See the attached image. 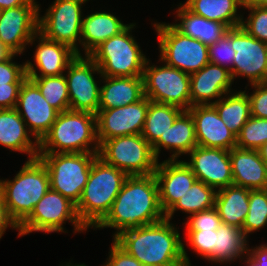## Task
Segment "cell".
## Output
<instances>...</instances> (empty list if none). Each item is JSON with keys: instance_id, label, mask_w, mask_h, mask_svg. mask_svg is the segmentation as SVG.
<instances>
[{"instance_id": "1", "label": "cell", "mask_w": 267, "mask_h": 266, "mask_svg": "<svg viewBox=\"0 0 267 266\" xmlns=\"http://www.w3.org/2000/svg\"><path fill=\"white\" fill-rule=\"evenodd\" d=\"M165 219L159 203L158 185L154 173L128 176L113 202L110 212L95 228H115L120 233L151 225Z\"/></svg>"}, {"instance_id": "2", "label": "cell", "mask_w": 267, "mask_h": 266, "mask_svg": "<svg viewBox=\"0 0 267 266\" xmlns=\"http://www.w3.org/2000/svg\"><path fill=\"white\" fill-rule=\"evenodd\" d=\"M113 241L143 266H191L180 233L167 219L126 230Z\"/></svg>"}, {"instance_id": "3", "label": "cell", "mask_w": 267, "mask_h": 266, "mask_svg": "<svg viewBox=\"0 0 267 266\" xmlns=\"http://www.w3.org/2000/svg\"><path fill=\"white\" fill-rule=\"evenodd\" d=\"M128 175L97 156L76 205L79 220L88 229L96 227L110 212Z\"/></svg>"}, {"instance_id": "4", "label": "cell", "mask_w": 267, "mask_h": 266, "mask_svg": "<svg viewBox=\"0 0 267 266\" xmlns=\"http://www.w3.org/2000/svg\"><path fill=\"white\" fill-rule=\"evenodd\" d=\"M92 143L94 147L90 149ZM99 148L96 115L67 110L58 113L49 132L39 142L38 153H99Z\"/></svg>"}, {"instance_id": "5", "label": "cell", "mask_w": 267, "mask_h": 266, "mask_svg": "<svg viewBox=\"0 0 267 266\" xmlns=\"http://www.w3.org/2000/svg\"><path fill=\"white\" fill-rule=\"evenodd\" d=\"M4 204L10 219L18 227L50 189L46 166L37 157L28 159L13 180H2Z\"/></svg>"}, {"instance_id": "6", "label": "cell", "mask_w": 267, "mask_h": 266, "mask_svg": "<svg viewBox=\"0 0 267 266\" xmlns=\"http://www.w3.org/2000/svg\"><path fill=\"white\" fill-rule=\"evenodd\" d=\"M134 26L133 23L129 24L119 34L104 41L89 55L99 67L101 76H143L147 58L134 37L130 35Z\"/></svg>"}, {"instance_id": "7", "label": "cell", "mask_w": 267, "mask_h": 266, "mask_svg": "<svg viewBox=\"0 0 267 266\" xmlns=\"http://www.w3.org/2000/svg\"><path fill=\"white\" fill-rule=\"evenodd\" d=\"M97 156L98 153H38L48 171L50 189L75 205L81 198Z\"/></svg>"}, {"instance_id": "8", "label": "cell", "mask_w": 267, "mask_h": 266, "mask_svg": "<svg viewBox=\"0 0 267 266\" xmlns=\"http://www.w3.org/2000/svg\"><path fill=\"white\" fill-rule=\"evenodd\" d=\"M98 156L128 176L153 174L158 163L152 145L141 134L105 140Z\"/></svg>"}, {"instance_id": "9", "label": "cell", "mask_w": 267, "mask_h": 266, "mask_svg": "<svg viewBox=\"0 0 267 266\" xmlns=\"http://www.w3.org/2000/svg\"><path fill=\"white\" fill-rule=\"evenodd\" d=\"M154 26L159 37L160 61L190 75L210 63L208 45L182 34L172 24Z\"/></svg>"}, {"instance_id": "10", "label": "cell", "mask_w": 267, "mask_h": 266, "mask_svg": "<svg viewBox=\"0 0 267 266\" xmlns=\"http://www.w3.org/2000/svg\"><path fill=\"white\" fill-rule=\"evenodd\" d=\"M70 220L74 233L86 231L79 220L76 205L59 192L49 189L43 198L34 206L31 214L18 226V237L32 232H64V221Z\"/></svg>"}, {"instance_id": "11", "label": "cell", "mask_w": 267, "mask_h": 266, "mask_svg": "<svg viewBox=\"0 0 267 266\" xmlns=\"http://www.w3.org/2000/svg\"><path fill=\"white\" fill-rule=\"evenodd\" d=\"M149 65L148 59L143 71L144 95L151 101L188 110L191 107L190 74L167 64Z\"/></svg>"}, {"instance_id": "12", "label": "cell", "mask_w": 267, "mask_h": 266, "mask_svg": "<svg viewBox=\"0 0 267 266\" xmlns=\"http://www.w3.org/2000/svg\"><path fill=\"white\" fill-rule=\"evenodd\" d=\"M88 0H55L45 16L38 13V32L50 40L70 46L81 56L82 4Z\"/></svg>"}, {"instance_id": "13", "label": "cell", "mask_w": 267, "mask_h": 266, "mask_svg": "<svg viewBox=\"0 0 267 266\" xmlns=\"http://www.w3.org/2000/svg\"><path fill=\"white\" fill-rule=\"evenodd\" d=\"M28 0L24 5L0 10V40L14 54H22L33 44L38 32L39 4Z\"/></svg>"}, {"instance_id": "14", "label": "cell", "mask_w": 267, "mask_h": 266, "mask_svg": "<svg viewBox=\"0 0 267 266\" xmlns=\"http://www.w3.org/2000/svg\"><path fill=\"white\" fill-rule=\"evenodd\" d=\"M66 82L69 93L70 110L98 113L100 86L93 74L101 72L96 63L89 57L77 55L68 65Z\"/></svg>"}, {"instance_id": "15", "label": "cell", "mask_w": 267, "mask_h": 266, "mask_svg": "<svg viewBox=\"0 0 267 266\" xmlns=\"http://www.w3.org/2000/svg\"><path fill=\"white\" fill-rule=\"evenodd\" d=\"M234 56L232 79L240 75L251 84L267 82V43L249 35L241 26L232 28Z\"/></svg>"}, {"instance_id": "16", "label": "cell", "mask_w": 267, "mask_h": 266, "mask_svg": "<svg viewBox=\"0 0 267 266\" xmlns=\"http://www.w3.org/2000/svg\"><path fill=\"white\" fill-rule=\"evenodd\" d=\"M148 108L149 98L144 96L140 101L127 106L98 109L96 127L99 144L115 137L141 134Z\"/></svg>"}, {"instance_id": "17", "label": "cell", "mask_w": 267, "mask_h": 266, "mask_svg": "<svg viewBox=\"0 0 267 266\" xmlns=\"http://www.w3.org/2000/svg\"><path fill=\"white\" fill-rule=\"evenodd\" d=\"M15 109L24 120L29 133L38 142L49 132L59 113L29 78H26L20 87Z\"/></svg>"}, {"instance_id": "18", "label": "cell", "mask_w": 267, "mask_h": 266, "mask_svg": "<svg viewBox=\"0 0 267 266\" xmlns=\"http://www.w3.org/2000/svg\"><path fill=\"white\" fill-rule=\"evenodd\" d=\"M190 167L197 180L220 190L233 185L230 151L196 146L190 153Z\"/></svg>"}, {"instance_id": "19", "label": "cell", "mask_w": 267, "mask_h": 266, "mask_svg": "<svg viewBox=\"0 0 267 266\" xmlns=\"http://www.w3.org/2000/svg\"><path fill=\"white\" fill-rule=\"evenodd\" d=\"M154 176L158 185L159 203L165 214L197 180L185 160L169 158L157 163Z\"/></svg>"}, {"instance_id": "20", "label": "cell", "mask_w": 267, "mask_h": 266, "mask_svg": "<svg viewBox=\"0 0 267 266\" xmlns=\"http://www.w3.org/2000/svg\"><path fill=\"white\" fill-rule=\"evenodd\" d=\"M188 111L194 119L197 146L231 150L236 147V135L218 115L212 104L194 105Z\"/></svg>"}, {"instance_id": "21", "label": "cell", "mask_w": 267, "mask_h": 266, "mask_svg": "<svg viewBox=\"0 0 267 266\" xmlns=\"http://www.w3.org/2000/svg\"><path fill=\"white\" fill-rule=\"evenodd\" d=\"M39 36V37H38ZM39 43L36 46L33 65L30 61L25 63L27 77H47L62 75L68 65L76 58L77 53L70 46L55 42L36 33ZM39 69L40 74L36 72Z\"/></svg>"}, {"instance_id": "22", "label": "cell", "mask_w": 267, "mask_h": 266, "mask_svg": "<svg viewBox=\"0 0 267 266\" xmlns=\"http://www.w3.org/2000/svg\"><path fill=\"white\" fill-rule=\"evenodd\" d=\"M233 79L228 68L212 63L206 64L198 72L190 75L191 106L211 104V99L231 92ZM227 94V95H226Z\"/></svg>"}, {"instance_id": "23", "label": "cell", "mask_w": 267, "mask_h": 266, "mask_svg": "<svg viewBox=\"0 0 267 266\" xmlns=\"http://www.w3.org/2000/svg\"><path fill=\"white\" fill-rule=\"evenodd\" d=\"M233 185L249 190L267 189V165L258 150L234 147L230 150Z\"/></svg>"}, {"instance_id": "24", "label": "cell", "mask_w": 267, "mask_h": 266, "mask_svg": "<svg viewBox=\"0 0 267 266\" xmlns=\"http://www.w3.org/2000/svg\"><path fill=\"white\" fill-rule=\"evenodd\" d=\"M105 85L100 87L99 109H112L140 101L144 95L143 76H101Z\"/></svg>"}, {"instance_id": "25", "label": "cell", "mask_w": 267, "mask_h": 266, "mask_svg": "<svg viewBox=\"0 0 267 266\" xmlns=\"http://www.w3.org/2000/svg\"><path fill=\"white\" fill-rule=\"evenodd\" d=\"M197 146L195 123L188 110H184L173 125L153 145L152 150L158 159L161 147L173 151L170 159L177 160L182 154H189Z\"/></svg>"}, {"instance_id": "26", "label": "cell", "mask_w": 267, "mask_h": 266, "mask_svg": "<svg viewBox=\"0 0 267 266\" xmlns=\"http://www.w3.org/2000/svg\"><path fill=\"white\" fill-rule=\"evenodd\" d=\"M27 129L15 108L0 109V145L12 151L24 152L29 159H34L38 157L39 142H32Z\"/></svg>"}, {"instance_id": "27", "label": "cell", "mask_w": 267, "mask_h": 266, "mask_svg": "<svg viewBox=\"0 0 267 266\" xmlns=\"http://www.w3.org/2000/svg\"><path fill=\"white\" fill-rule=\"evenodd\" d=\"M124 24L115 15L107 12H95L82 19L80 44L85 56H89L99 45L123 31Z\"/></svg>"}, {"instance_id": "28", "label": "cell", "mask_w": 267, "mask_h": 266, "mask_svg": "<svg viewBox=\"0 0 267 266\" xmlns=\"http://www.w3.org/2000/svg\"><path fill=\"white\" fill-rule=\"evenodd\" d=\"M215 208L223 224L242 229L249 209V189L230 185L217 190Z\"/></svg>"}, {"instance_id": "29", "label": "cell", "mask_w": 267, "mask_h": 266, "mask_svg": "<svg viewBox=\"0 0 267 266\" xmlns=\"http://www.w3.org/2000/svg\"><path fill=\"white\" fill-rule=\"evenodd\" d=\"M179 6L176 12L181 22L172 25L184 35L209 46L216 43L228 30L222 23L195 15L181 3Z\"/></svg>"}, {"instance_id": "30", "label": "cell", "mask_w": 267, "mask_h": 266, "mask_svg": "<svg viewBox=\"0 0 267 266\" xmlns=\"http://www.w3.org/2000/svg\"><path fill=\"white\" fill-rule=\"evenodd\" d=\"M183 5L193 14L222 23L228 29L239 27L243 20L236 14L242 0H187Z\"/></svg>"}, {"instance_id": "31", "label": "cell", "mask_w": 267, "mask_h": 266, "mask_svg": "<svg viewBox=\"0 0 267 266\" xmlns=\"http://www.w3.org/2000/svg\"><path fill=\"white\" fill-rule=\"evenodd\" d=\"M247 237L243 230L235 226L223 224L215 230V249L207 258L219 263L234 261L248 254Z\"/></svg>"}, {"instance_id": "32", "label": "cell", "mask_w": 267, "mask_h": 266, "mask_svg": "<svg viewBox=\"0 0 267 266\" xmlns=\"http://www.w3.org/2000/svg\"><path fill=\"white\" fill-rule=\"evenodd\" d=\"M231 93L229 92L226 98L221 97L211 104L226 126L237 135L251 117L250 101L245 90Z\"/></svg>"}, {"instance_id": "33", "label": "cell", "mask_w": 267, "mask_h": 266, "mask_svg": "<svg viewBox=\"0 0 267 266\" xmlns=\"http://www.w3.org/2000/svg\"><path fill=\"white\" fill-rule=\"evenodd\" d=\"M183 111L177 106L158 103L149 99V108L141 135L153 145L160 137H164Z\"/></svg>"}, {"instance_id": "34", "label": "cell", "mask_w": 267, "mask_h": 266, "mask_svg": "<svg viewBox=\"0 0 267 266\" xmlns=\"http://www.w3.org/2000/svg\"><path fill=\"white\" fill-rule=\"evenodd\" d=\"M217 190L196 180L192 187L180 197L174 206L165 214V219L171 220L176 210L187 214H194L215 207Z\"/></svg>"}, {"instance_id": "35", "label": "cell", "mask_w": 267, "mask_h": 266, "mask_svg": "<svg viewBox=\"0 0 267 266\" xmlns=\"http://www.w3.org/2000/svg\"><path fill=\"white\" fill-rule=\"evenodd\" d=\"M66 74L47 77H27L40 89L46 101L59 113L70 110Z\"/></svg>"}, {"instance_id": "36", "label": "cell", "mask_w": 267, "mask_h": 266, "mask_svg": "<svg viewBox=\"0 0 267 266\" xmlns=\"http://www.w3.org/2000/svg\"><path fill=\"white\" fill-rule=\"evenodd\" d=\"M267 224V189L249 190V209L242 230L246 237Z\"/></svg>"}, {"instance_id": "37", "label": "cell", "mask_w": 267, "mask_h": 266, "mask_svg": "<svg viewBox=\"0 0 267 266\" xmlns=\"http://www.w3.org/2000/svg\"><path fill=\"white\" fill-rule=\"evenodd\" d=\"M267 141V118L251 116L236 135V147L258 150Z\"/></svg>"}, {"instance_id": "38", "label": "cell", "mask_w": 267, "mask_h": 266, "mask_svg": "<svg viewBox=\"0 0 267 266\" xmlns=\"http://www.w3.org/2000/svg\"><path fill=\"white\" fill-rule=\"evenodd\" d=\"M209 61L212 64L219 65L231 70L233 68L235 50L232 48V28L214 44L208 46ZM231 65V67L227 64ZM227 65V66H226Z\"/></svg>"}, {"instance_id": "39", "label": "cell", "mask_w": 267, "mask_h": 266, "mask_svg": "<svg viewBox=\"0 0 267 266\" xmlns=\"http://www.w3.org/2000/svg\"><path fill=\"white\" fill-rule=\"evenodd\" d=\"M250 10L247 20L241 27L257 40L267 43V7H243Z\"/></svg>"}, {"instance_id": "40", "label": "cell", "mask_w": 267, "mask_h": 266, "mask_svg": "<svg viewBox=\"0 0 267 266\" xmlns=\"http://www.w3.org/2000/svg\"><path fill=\"white\" fill-rule=\"evenodd\" d=\"M192 250L207 259L215 249V230H187Z\"/></svg>"}, {"instance_id": "41", "label": "cell", "mask_w": 267, "mask_h": 266, "mask_svg": "<svg viewBox=\"0 0 267 266\" xmlns=\"http://www.w3.org/2000/svg\"><path fill=\"white\" fill-rule=\"evenodd\" d=\"M188 217L186 230H217L222 223L215 207Z\"/></svg>"}, {"instance_id": "42", "label": "cell", "mask_w": 267, "mask_h": 266, "mask_svg": "<svg viewBox=\"0 0 267 266\" xmlns=\"http://www.w3.org/2000/svg\"><path fill=\"white\" fill-rule=\"evenodd\" d=\"M12 53L7 59L0 61V84L23 83L27 78L26 66L13 62Z\"/></svg>"}, {"instance_id": "43", "label": "cell", "mask_w": 267, "mask_h": 266, "mask_svg": "<svg viewBox=\"0 0 267 266\" xmlns=\"http://www.w3.org/2000/svg\"><path fill=\"white\" fill-rule=\"evenodd\" d=\"M251 85L255 89L252 95L247 93L250 101L251 116L267 118V82Z\"/></svg>"}, {"instance_id": "44", "label": "cell", "mask_w": 267, "mask_h": 266, "mask_svg": "<svg viewBox=\"0 0 267 266\" xmlns=\"http://www.w3.org/2000/svg\"><path fill=\"white\" fill-rule=\"evenodd\" d=\"M107 263L104 266H143L137 259L129 255L115 241L113 242Z\"/></svg>"}, {"instance_id": "45", "label": "cell", "mask_w": 267, "mask_h": 266, "mask_svg": "<svg viewBox=\"0 0 267 266\" xmlns=\"http://www.w3.org/2000/svg\"><path fill=\"white\" fill-rule=\"evenodd\" d=\"M22 83L0 84V109H13L17 105Z\"/></svg>"}, {"instance_id": "46", "label": "cell", "mask_w": 267, "mask_h": 266, "mask_svg": "<svg viewBox=\"0 0 267 266\" xmlns=\"http://www.w3.org/2000/svg\"><path fill=\"white\" fill-rule=\"evenodd\" d=\"M248 255L254 259L259 266H267V245L262 244L254 249L249 248Z\"/></svg>"}, {"instance_id": "47", "label": "cell", "mask_w": 267, "mask_h": 266, "mask_svg": "<svg viewBox=\"0 0 267 266\" xmlns=\"http://www.w3.org/2000/svg\"><path fill=\"white\" fill-rule=\"evenodd\" d=\"M9 226L18 229L16 224L10 219L6 207H0V239Z\"/></svg>"}, {"instance_id": "48", "label": "cell", "mask_w": 267, "mask_h": 266, "mask_svg": "<svg viewBox=\"0 0 267 266\" xmlns=\"http://www.w3.org/2000/svg\"><path fill=\"white\" fill-rule=\"evenodd\" d=\"M28 0H0V10L24 5Z\"/></svg>"}, {"instance_id": "49", "label": "cell", "mask_w": 267, "mask_h": 266, "mask_svg": "<svg viewBox=\"0 0 267 266\" xmlns=\"http://www.w3.org/2000/svg\"><path fill=\"white\" fill-rule=\"evenodd\" d=\"M267 7V0H242V7Z\"/></svg>"}, {"instance_id": "50", "label": "cell", "mask_w": 267, "mask_h": 266, "mask_svg": "<svg viewBox=\"0 0 267 266\" xmlns=\"http://www.w3.org/2000/svg\"><path fill=\"white\" fill-rule=\"evenodd\" d=\"M12 52L0 40V61L7 59Z\"/></svg>"}, {"instance_id": "51", "label": "cell", "mask_w": 267, "mask_h": 266, "mask_svg": "<svg viewBox=\"0 0 267 266\" xmlns=\"http://www.w3.org/2000/svg\"><path fill=\"white\" fill-rule=\"evenodd\" d=\"M261 159L267 165V141L258 149Z\"/></svg>"}, {"instance_id": "52", "label": "cell", "mask_w": 267, "mask_h": 266, "mask_svg": "<svg viewBox=\"0 0 267 266\" xmlns=\"http://www.w3.org/2000/svg\"><path fill=\"white\" fill-rule=\"evenodd\" d=\"M0 207H5L2 180H0Z\"/></svg>"}, {"instance_id": "53", "label": "cell", "mask_w": 267, "mask_h": 266, "mask_svg": "<svg viewBox=\"0 0 267 266\" xmlns=\"http://www.w3.org/2000/svg\"><path fill=\"white\" fill-rule=\"evenodd\" d=\"M248 256V258H246L247 260L245 261V263L247 262L248 266H259V264L252 259L248 254L246 255V257Z\"/></svg>"}, {"instance_id": "54", "label": "cell", "mask_w": 267, "mask_h": 266, "mask_svg": "<svg viewBox=\"0 0 267 266\" xmlns=\"http://www.w3.org/2000/svg\"><path fill=\"white\" fill-rule=\"evenodd\" d=\"M71 264L72 263L69 262V263L66 264V266H86L85 264H80V265L79 264L78 265H76V264L75 265H73V264L71 265Z\"/></svg>"}]
</instances>
